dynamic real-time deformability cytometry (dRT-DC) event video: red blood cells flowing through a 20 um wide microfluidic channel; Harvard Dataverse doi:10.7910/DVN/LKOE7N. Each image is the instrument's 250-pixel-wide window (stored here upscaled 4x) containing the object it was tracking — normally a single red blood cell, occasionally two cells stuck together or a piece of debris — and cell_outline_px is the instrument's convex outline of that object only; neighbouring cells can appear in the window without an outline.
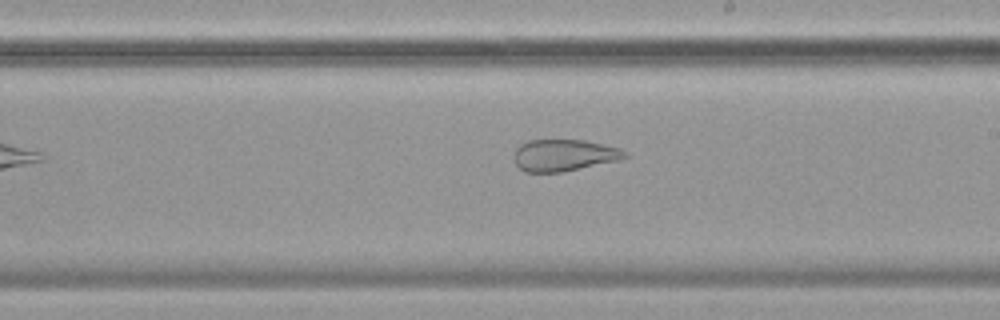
{"species": "common noctule bat (a hibernating species)", "species_latin": "Nyctalus noctula", "temperature_condition": "cold", "stored_images_in_passage": 38, "camera_frame_rate_fps": 3000, "um_per_image_px": 0.085, "animal": {"sex": "female", "body_mass_g": 19.9}, "frame": {"image": 1, "passage_image": 17, "time_ms": 5.333, "image_size_px": [1000, 320], "cell_outline_px": [[628, 156], [620, 160], [560, 172], [524, 172], [516, 164], [516, 148], [520, 144], [528, 140], [584, 140], [620, 148], [628, 152]], "centroid_in_image_um": [47.97, 13.19], "position_along_channel_um": 241.0, "area_um2": 20.35}, "authors_computed_cell_mechanics": {"area_um2": 25.0563, "velocity_mm_per_s": 3.4998, "shape_relaxation_time_tau1_ms": null, "shape_relaxation_time_tau2_ms": 1.3677, "deformation_change_tau1": null, "deformation_change_tau2": 0.0775}}